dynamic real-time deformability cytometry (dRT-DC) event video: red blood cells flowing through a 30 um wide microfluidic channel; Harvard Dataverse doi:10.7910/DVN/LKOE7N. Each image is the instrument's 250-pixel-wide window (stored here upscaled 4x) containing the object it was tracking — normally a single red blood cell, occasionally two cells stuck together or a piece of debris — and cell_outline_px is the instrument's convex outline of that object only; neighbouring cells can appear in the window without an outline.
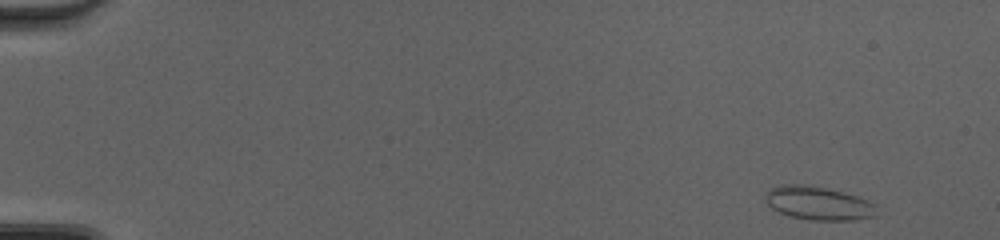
{"species": "common noctule bat (a hibernating species)", "species_latin": "Nyctalus noctula", "temperature_condition": "cold", "stored_images_in_passage": 46, "camera_frame_rate_fps": 3000, "um_per_image_px": 0.085, "animal": {"sex": "female", "body_mass_g": 20.0, "forearm_length_mm": 54.0}, "frame": {"image": 1, "passage_image": 1, "time_ms": 0.0, "image_size_px": [1000, 240], "cell_outline_px": [[876, 216], [856, 220], [808, 220], [788, 216], [772, 208], [764, 200], [764, 196], [772, 188], [784, 184], [804, 184], [844, 192], [868, 200], [876, 204]], "centroid_in_image_um": [69.57, 17.28], "position_along_channel_um": 15.4, "area_um2": 21.79}}
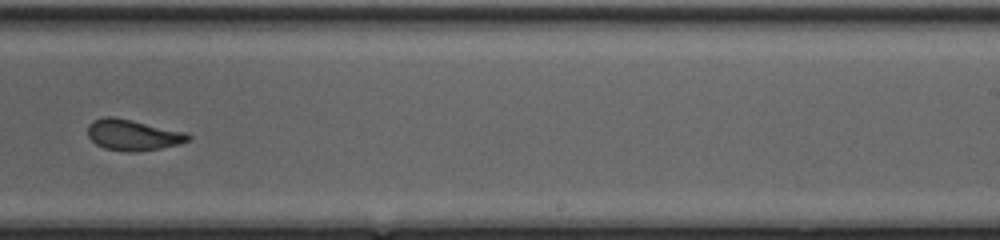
{"frame": {"image": 2, "passage_image": 30, "time_ms": 9.667, "image_size_px": [1000, 240], "cell_outline_px": [[192, 136], [188, 140], [180, 144], [160, 148], [136, 152], [128, 152], [104, 148], [96, 144], [88, 136], [88, 124], [92, 120], [104, 116], [112, 116], [132, 120], [188, 132]], "centroid_in_image_um": [11.3, 11.46], "position_along_channel_um": 277.7, "area_um2": 18.26}}
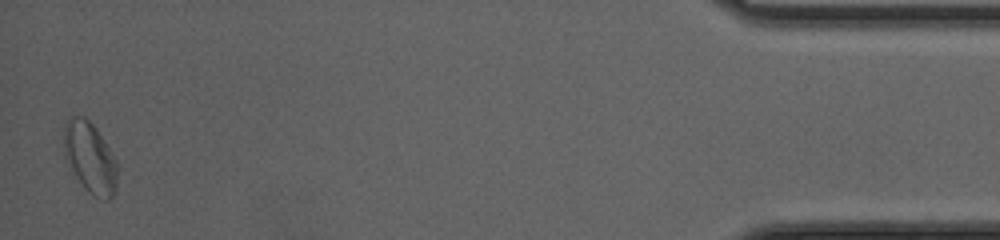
{"frame": {"image": 3, "passage_image": 46, "time_ms": 15.0, "image_size_px": [1000, 240], "cell_outline_px": [[120, 164], [116, 188], [112, 196], [108, 200], [104, 200], [92, 196], [84, 188], [68, 164], [64, 156], [64, 124], [68, 116], [84, 116], [96, 128]], "centroid_in_image_um": [7.68, 13.41], "position_along_channel_um": 427.5, "area_um2": 22.6}, "authors_computed_cell_mechanics": {"area_um2": 19.0451, "velocity_mm_per_s": 4.2786, "shape_relaxation_time_tau1_ms": 6.7407, "shape_relaxation_time_tau2_ms": 0.9476, "deformation_change_tau1": 0.1312, "deformation_change_tau2": 0.0416}}